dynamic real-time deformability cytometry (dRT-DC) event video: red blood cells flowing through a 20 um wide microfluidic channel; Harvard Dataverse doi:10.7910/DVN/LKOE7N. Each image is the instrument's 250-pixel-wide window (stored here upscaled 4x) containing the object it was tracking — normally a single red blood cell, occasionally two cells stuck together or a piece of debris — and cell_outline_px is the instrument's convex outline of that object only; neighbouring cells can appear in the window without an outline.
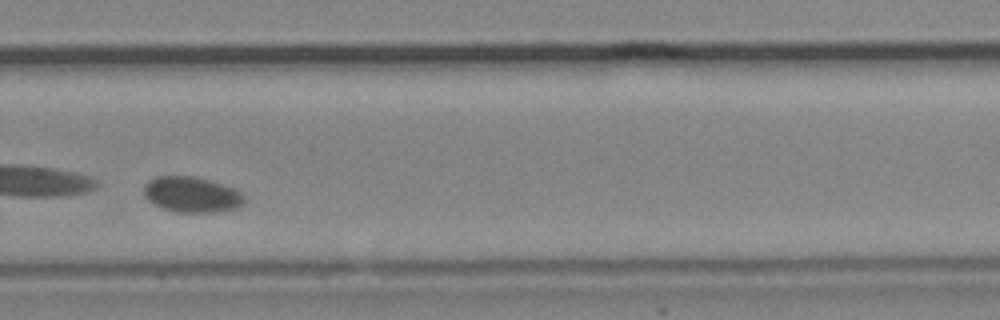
{"species": "common noctule bat (a hibernating species)", "species_latin": "Nyctalus noctula", "temperature_condition": "cold", "stored_images_in_passage": 46, "camera_frame_rate_fps": 3000, "um_per_image_px": 0.085, "animal": {"sex": "male", "body_mass_g": 19.2, "forearm_length_mm": 51.8}, "frame": {"image": 1, "passage_image": 27, "time_ms": 8.667, "image_size_px": [1000, 320], "cell_outline_px": [[248, 200], [244, 204], [236, 208], [220, 212], [176, 212], [164, 208], [148, 200], [144, 196], [144, 184], [148, 180], [156, 176], [192, 176], [208, 180], [232, 188], [240, 192]], "centroid_in_image_um": [16.31, 16.54], "position_along_channel_um": 313.5, "area_um2": 20.81}}